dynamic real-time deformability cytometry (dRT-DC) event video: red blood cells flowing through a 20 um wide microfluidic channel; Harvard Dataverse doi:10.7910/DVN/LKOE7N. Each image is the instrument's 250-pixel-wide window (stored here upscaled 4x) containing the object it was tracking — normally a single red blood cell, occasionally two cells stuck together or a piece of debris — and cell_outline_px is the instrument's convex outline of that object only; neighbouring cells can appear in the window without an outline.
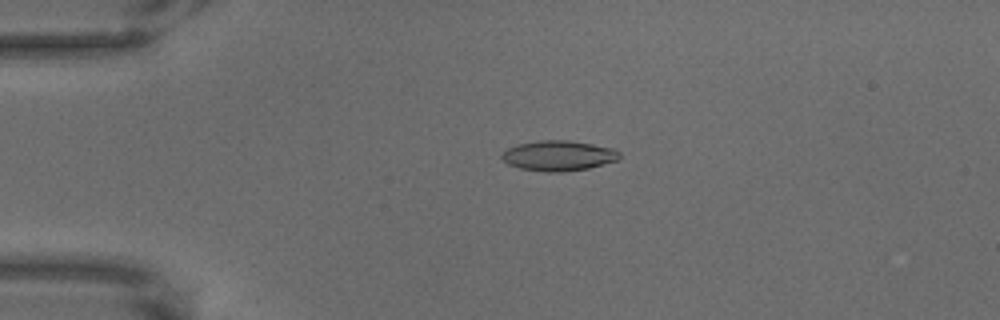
{"species": "common noctule bat (a hibernating species)", "species_latin": "Nyctalus noctula", "temperature_condition": "warm", "stored_images_in_passage": 67, "camera_frame_rate_fps": 3000, "um_per_image_px": 0.085, "animal": {"sex": "male", "body_mass_g": 18.8}, "frame": {"image": 1, "passage_image": 16, "time_ms": 5.0, "image_size_px": [1000, 320], "cell_outline_px": [[620, 160], [588, 168], [564, 172], [548, 172], [520, 168], [508, 164], [500, 156], [508, 148], [516, 144], [540, 140], [568, 140], [592, 144], [612, 148], [620, 152]], "centroid_in_image_um": [47.49, 13.23], "position_along_channel_um": 37.5, "area_um2": 20.75}}
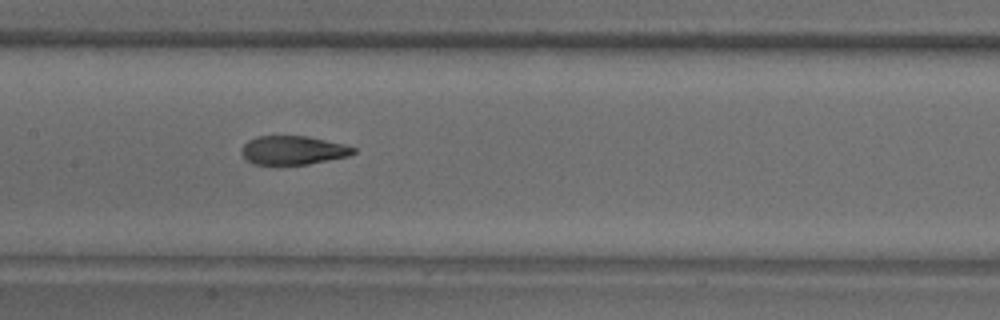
{"frame": {"image": 2, "passage_image": 34, "time_ms": 11.0, "image_size_px": [1000, 320], "cell_outline_px": [[356, 152], [348, 156], [308, 164], [276, 168], [252, 164], [240, 152], [240, 148], [248, 140], [256, 136], [308, 136], [344, 144], [356, 148]], "centroid_in_image_um": [24.85, 12.81], "position_along_channel_um": 182.6, "area_um2": 19.54}}
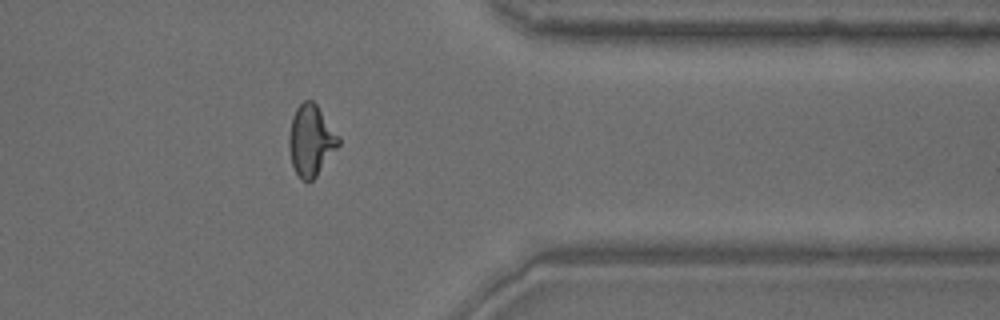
{"frame": {"image": 3, "passage_image": 55, "time_ms": 18.0, "image_size_px": [1000, 320], "cell_outline_px": [[340, 144], [316, 176], [308, 184], [300, 180], [292, 164], [288, 144], [288, 140], [292, 116], [296, 108], [304, 100], [312, 100], [316, 104], [340, 136]], "centroid_in_image_um": [26.43, 11.95], "position_along_channel_um": 385.0, "area_um2": 20.58}}